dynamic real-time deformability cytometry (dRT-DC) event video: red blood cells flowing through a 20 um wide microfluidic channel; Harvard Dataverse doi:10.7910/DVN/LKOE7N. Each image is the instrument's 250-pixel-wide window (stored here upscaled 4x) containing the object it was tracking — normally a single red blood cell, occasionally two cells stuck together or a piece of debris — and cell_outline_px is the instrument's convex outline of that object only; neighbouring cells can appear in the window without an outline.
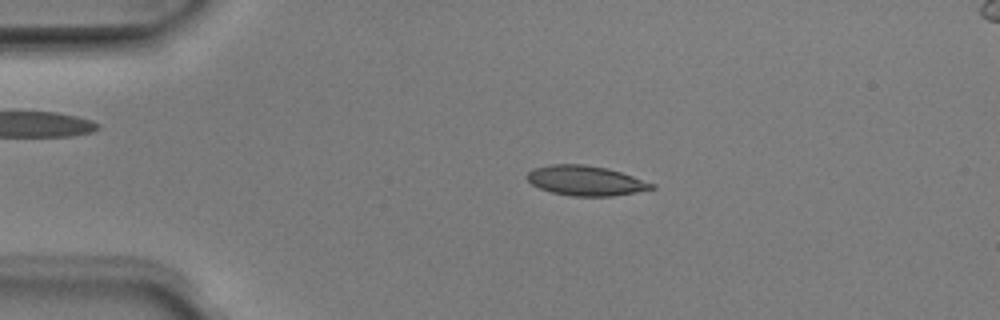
{"species": "Egyptian fruit bat (a non-hibernating species)", "species_latin": "Rousettus aegyptiacus", "temperature_condition": "room temperature", "stored_images_in_passage": 50, "camera_frame_rate_fps": 3000, "um_per_image_px": 0.085, "animal": {"sex": "male"}, "frame": {"image": 1, "passage_image": 10, "time_ms": 3.0, "image_size_px": [1000, 320], "cell_outline_px": [[656, 188], [612, 196], [572, 196], [552, 192], [540, 188], [532, 184], [524, 176], [532, 168], [548, 164], [584, 164], [608, 168], [656, 184]], "centroid_in_image_um": [49.75, 15.34], "position_along_channel_um": 35.3, "area_um2": 21.73}}
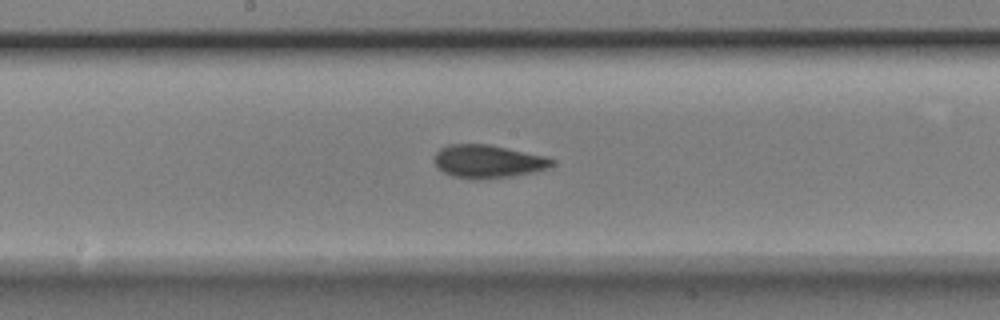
{"frame": {"image": 2, "passage_image": 26, "time_ms": 8.333, "image_size_px": [1000, 320], "cell_outline_px": [[556, 160], [548, 168], [536, 172], [512, 176], [480, 180], [472, 180], [452, 176], [436, 168], [432, 160], [436, 152], [440, 148], [448, 144], [488, 144], [548, 156]], "centroid_in_image_um": [41.46, 13.73], "position_along_channel_um": 206.7, "area_um2": 23.24}}
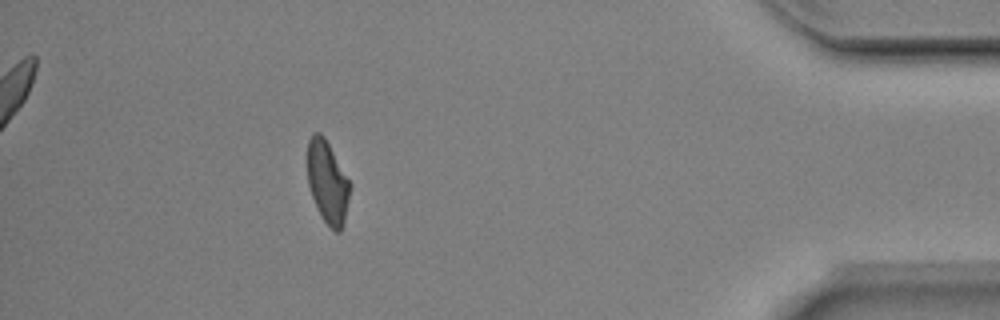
{"frame": {"image": 3, "passage_image": 45, "time_ms": 14.667, "image_size_px": [1000, 320], "cell_outline_px": [[352, 184], [344, 220], [340, 232], [336, 232], [324, 220], [312, 196], [308, 184], [308, 140], [312, 132], [320, 132], [324, 136]], "centroid_in_image_um": [27.85, 15.43], "position_along_channel_um": 407.3, "area_um2": 20.23}, "authors_computed_cell_mechanics": {"area_um2": 21.5305, "velocity_mm_per_s": 3.9635, "shape_relaxation_time_tau1_ms": 3.1061, "shape_relaxation_time_tau2_ms": 1.4538, "deformation_change_tau1": 0.1372, "deformation_change_tau2": 0.062}}